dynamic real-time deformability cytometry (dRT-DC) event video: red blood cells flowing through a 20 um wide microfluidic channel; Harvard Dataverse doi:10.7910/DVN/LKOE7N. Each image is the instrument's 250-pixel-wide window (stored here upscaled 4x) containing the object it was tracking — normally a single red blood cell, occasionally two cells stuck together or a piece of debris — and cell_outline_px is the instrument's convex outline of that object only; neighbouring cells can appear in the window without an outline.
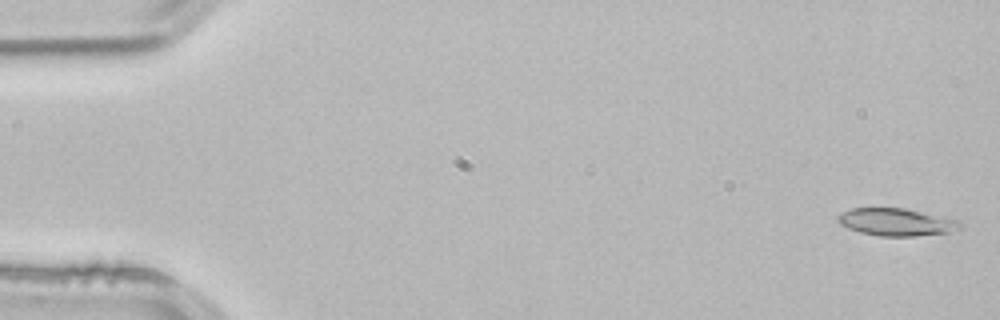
{"species": "common noctule bat (a hibernating species)", "species_latin": "Nyctalus noctula", "temperature_condition": "room temperature", "stored_images_in_passage": 4, "camera_frame_rate_fps": 3000, "um_per_image_px": 0.085, "animal": {"sex": "male", "body_mass_g": 21.5, "forearm_length_mm": 52.0}, "frame": {"image": 1, "passage_image": 1, "time_ms": 0.0, "image_size_px": [1000, 320], "cell_outline_px": [[960, 228], [948, 232], [916, 236], [880, 236], [860, 232], [848, 228], [840, 224], [836, 220], [836, 216], [840, 212], [852, 208], [904, 208], [960, 220]], "centroid_in_image_um": [76.13, 18.87], "position_along_channel_um": 8.9, "area_um2": 19.54}}
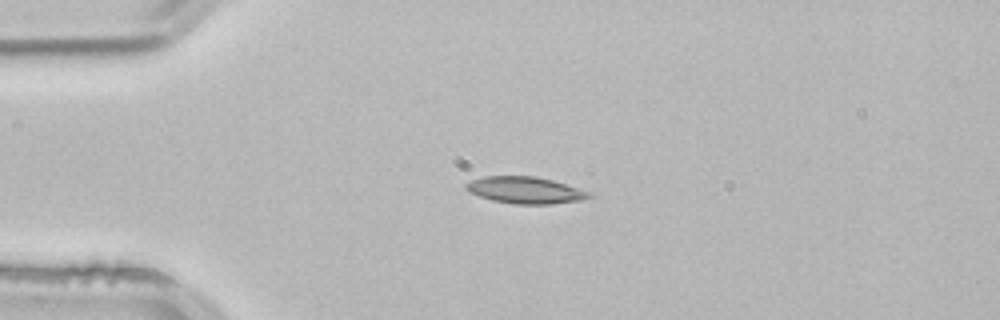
{"frame": {"image": 2, "passage_image": 3, "time_ms": 0.667, "image_size_px": [1000, 320], "cell_outline_px": [[592, 196], [584, 200], [552, 204], [516, 204], [492, 200], [468, 192], [464, 188], [464, 184], [472, 180], [484, 176], [536, 176], [552, 180], [588, 192]], "centroid_in_image_um": [44.6, 16.16], "position_along_channel_um": 40.4, "area_um2": 19.07}}
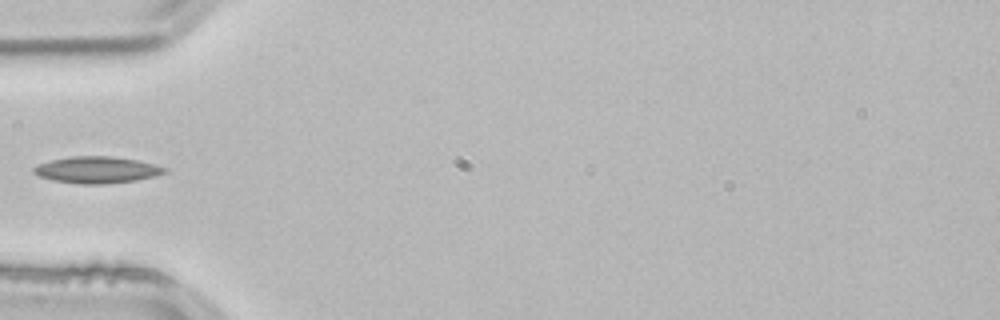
{"frame": {"image": 3, "passage_image": 4, "time_ms": 1.0, "image_size_px": [1000, 320], "cell_outline_px": [[168, 172], [136, 180], [104, 184], [80, 184], [52, 180], [40, 176], [32, 172], [32, 168], [36, 164], [52, 160], [72, 156], [112, 156], [136, 160], [168, 168]], "centroid_in_image_um": [8.2, 14.43], "position_along_channel_um": 76.8, "area_um2": 20.23}}